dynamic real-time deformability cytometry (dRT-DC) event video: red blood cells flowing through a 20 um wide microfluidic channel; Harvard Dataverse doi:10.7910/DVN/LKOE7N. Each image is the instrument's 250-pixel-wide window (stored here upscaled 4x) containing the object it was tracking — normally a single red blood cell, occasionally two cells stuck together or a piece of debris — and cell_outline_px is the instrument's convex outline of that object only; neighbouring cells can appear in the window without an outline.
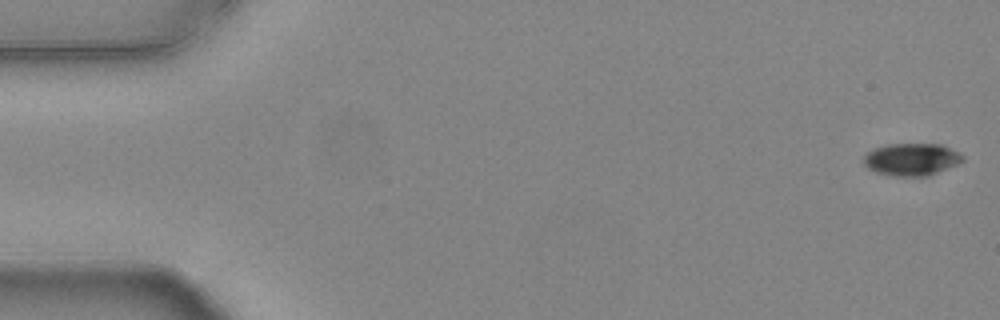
{"species": "common noctule bat (a hibernating species)", "species_latin": "Nyctalus noctula", "temperature_condition": "warm", "stored_images_in_passage": 54, "camera_frame_rate_fps": 3000, "um_per_image_px": 0.085, "animal": {"sex": "female", "body_mass_g": 24.6, "forearm_length_mm": 56.2}, "frame": {"image": 1, "passage_image": 1, "time_ms": 0.0, "image_size_px": [1000, 320], "cell_outline_px": [[964, 160], [956, 164], [928, 176], [892, 176], [876, 172], [868, 168], [864, 164], [864, 156], [868, 152], [876, 148], [888, 144], [940, 144], [964, 156]], "centroid_in_image_um": [77.46, 13.55], "position_along_channel_um": 7.5, "area_um2": 18.38}}
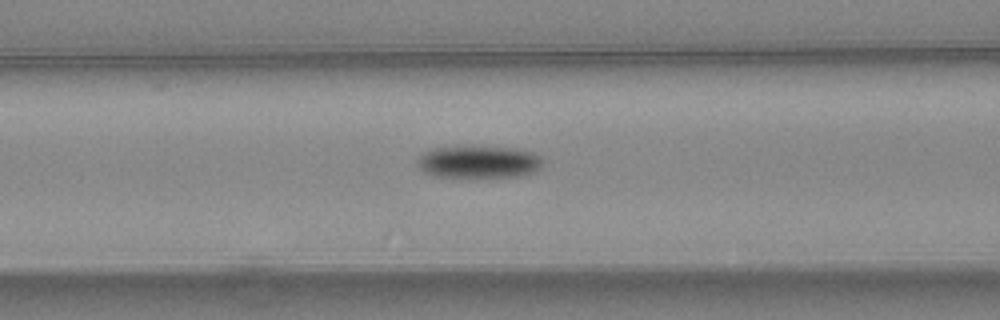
{"frame": {"image": 2, "passage_image": 22, "time_ms": 7.0, "image_size_px": [1000, 320], "cell_outline_px": [[540, 168], [524, 176], [472, 180], [432, 176], [424, 172], [416, 164], [416, 160], [420, 156], [432, 148], [456, 144], [472, 144], [520, 148], [532, 152], [540, 156]], "centroid_in_image_um": [40.63, 13.76], "position_along_channel_um": 126.0, "area_um2": 25.72}}
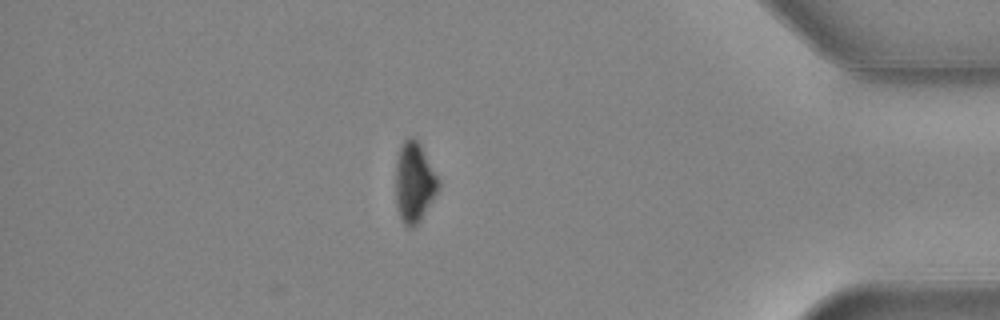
{"frame": {"image": 3, "passage_image": 47, "time_ms": 15.333, "image_size_px": [1000, 320], "cell_outline_px": [[440, 188], [420, 220], [412, 228], [408, 228], [404, 224], [400, 216], [396, 204], [396, 160], [400, 144], [408, 136], [412, 136], [420, 144], [440, 180]], "centroid_in_image_um": [35.21, 15.47], "position_along_channel_um": 400.0, "area_um2": 20.06}, "authors_computed_cell_mechanics": {"area_um2": 21.5305, "velocity_mm_per_s": 3.7913, "shape_relaxation_time_tau1_ms": 1.7744, "shape_relaxation_time_tau2_ms": null, "deformation_change_tau1": 0.0959, "deformation_change_tau2": null}}